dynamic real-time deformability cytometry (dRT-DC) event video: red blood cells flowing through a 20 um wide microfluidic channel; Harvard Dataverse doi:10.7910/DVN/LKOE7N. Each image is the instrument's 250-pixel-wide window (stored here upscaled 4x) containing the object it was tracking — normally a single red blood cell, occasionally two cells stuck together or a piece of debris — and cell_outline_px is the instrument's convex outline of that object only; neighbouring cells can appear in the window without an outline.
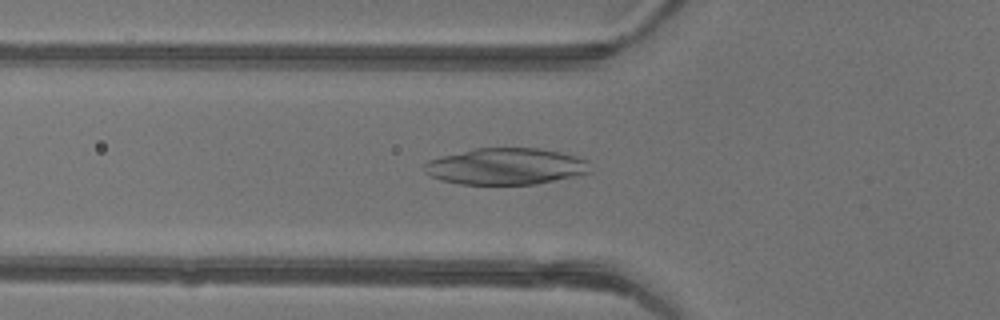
{"species": "common noctule bat (a hibernating species)", "species_latin": "Nyctalus noctula", "temperature_condition": "warm", "stored_images_in_passage": 47, "camera_frame_rate_fps": 3000, "um_per_image_px": 0.085, "animal": {"sex": "female"}, "frame": {"image": 1, "passage_image": 17, "time_ms": 5.333, "image_size_px": [1000, 320], "cell_outline_px": [[588, 172], [572, 176], [536, 184], [460, 184], [440, 180], [428, 176], [424, 172], [424, 164], [428, 160], [440, 156], [476, 148], [540, 148], [580, 156], [588, 160]], "centroid_in_image_um": [42.94, 14.13], "position_along_channel_um": 82.9, "area_um2": 35.32}}
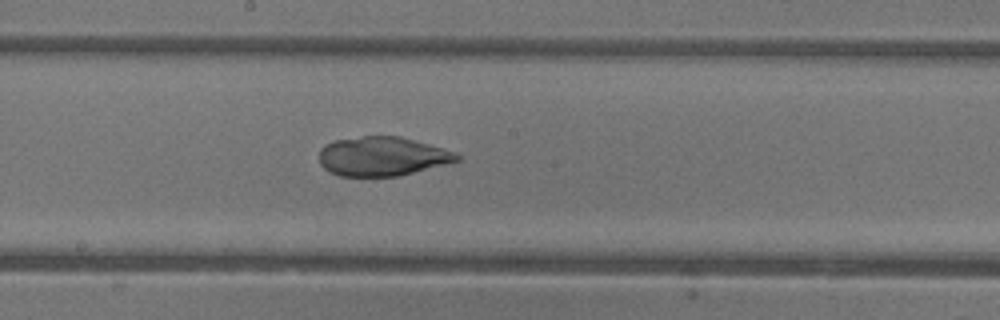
{"frame": {"image": 2, "passage_image": 26, "time_ms": 8.333, "image_size_px": [1000, 320], "cell_outline_px": [[460, 160], [400, 176], [340, 176], [324, 168], [320, 164], [320, 148], [324, 144], [332, 140], [364, 136], [400, 136], [456, 152], [460, 156]], "centroid_in_image_um": [32.47, 13.28], "position_along_channel_um": 215.7, "area_um2": 31.39}}
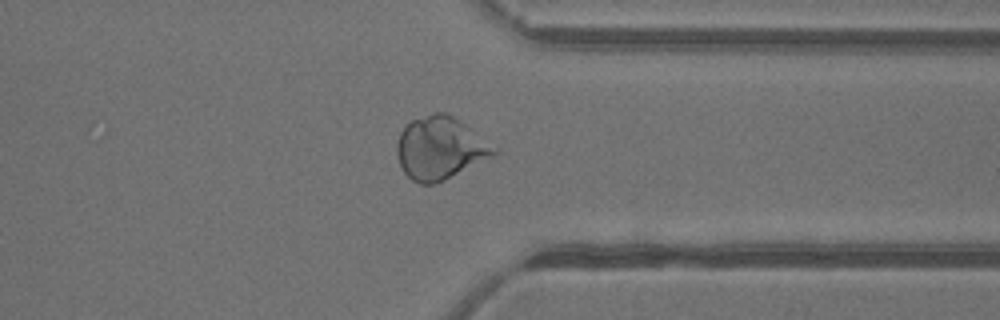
{"frame": {"image": 3, "passage_image": 37, "time_ms": 12.0, "image_size_px": [1000, 320], "cell_outline_px": [[500, 148], [492, 156], [444, 180], [432, 184], [420, 184], [412, 180], [400, 168], [396, 152], [396, 144], [400, 132], [408, 120], [432, 112], [444, 112], [460, 120]], "centroid_in_image_um": [37.38, 12.56], "position_along_channel_um": 374.0, "area_um2": 35.78}}